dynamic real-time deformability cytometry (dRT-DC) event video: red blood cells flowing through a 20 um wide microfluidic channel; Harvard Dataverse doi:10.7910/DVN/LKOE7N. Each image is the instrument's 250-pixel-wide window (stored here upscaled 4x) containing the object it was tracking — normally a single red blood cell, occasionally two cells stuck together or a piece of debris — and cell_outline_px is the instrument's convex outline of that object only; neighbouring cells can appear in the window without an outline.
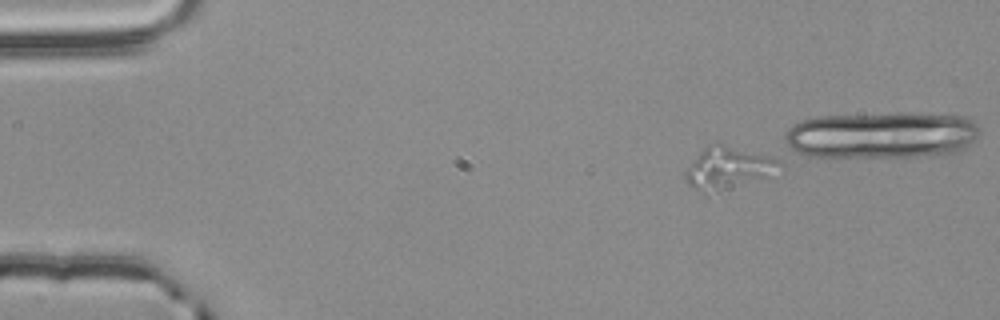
{"species": "common noctule bat (a hibernating species)", "species_latin": "Nyctalus noctula", "temperature_condition": "room temperature", "stored_images_in_passage": 42, "camera_frame_rate_fps": 3000, "um_per_image_px": 0.085, "animal": {"sex": "male", "body_mass_g": 20.4}, "frame": {"image": 1, "passage_image": 1, "time_ms": 0.0, "image_size_px": [1000, 320], "cell_outline_px": [[784, 164], [764, 176], [704, 192], [688, 184], [684, 180], [684, 172], [700, 152], [704, 148], [716, 140], [784, 160]], "centroid_in_image_um": [61.86, 14.15], "position_along_channel_um": 23.1, "area_um2": 22.08}}